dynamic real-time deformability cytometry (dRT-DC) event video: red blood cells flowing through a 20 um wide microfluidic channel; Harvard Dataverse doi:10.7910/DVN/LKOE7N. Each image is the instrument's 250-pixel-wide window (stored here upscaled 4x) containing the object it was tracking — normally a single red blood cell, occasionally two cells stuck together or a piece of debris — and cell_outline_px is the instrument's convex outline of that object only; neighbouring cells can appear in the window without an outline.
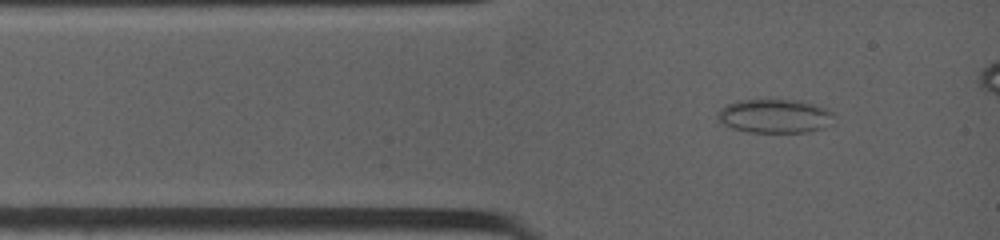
{"species": "common noctule bat (a hibernating species)", "species_latin": "Nyctalus noctula", "temperature_condition": "warm", "stored_images_in_passage": 4, "camera_frame_rate_fps": 4500, "um_per_image_px": 0.085, "animal": {"sex": "female", "body_mass_g": 19.0, "forearm_length_mm": 53.3}, "frame": {"image": 1, "passage_image": 2, "time_ms": 0.667, "image_size_px": [1000, 240], "cell_outline_px": [[832, 124], [824, 128], [804, 132], [748, 132], [732, 128], [716, 120], [716, 112], [720, 108], [736, 100], [796, 100], [828, 108], [832, 112]], "centroid_in_image_um": [65.82, 9.87], "position_along_channel_um": 19.2, "area_um2": 23.06}}
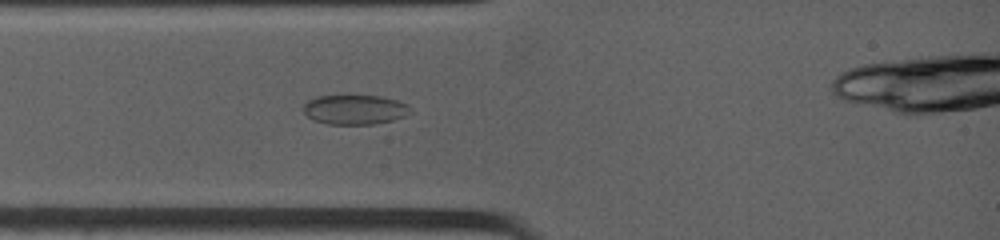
{"frame": {"image": 2, "passage_image": 4, "time_ms": 2.0, "image_size_px": [1000, 240], "cell_outline_px": [[408, 108], [404, 116], [392, 120], [372, 124], [328, 124], [312, 120], [304, 112], [304, 104], [308, 100], [316, 96], [380, 96], [396, 100], [408, 104]], "centroid_in_image_um": [30.1, 9.31], "position_along_channel_um": 54.9, "area_um2": 18.15}}